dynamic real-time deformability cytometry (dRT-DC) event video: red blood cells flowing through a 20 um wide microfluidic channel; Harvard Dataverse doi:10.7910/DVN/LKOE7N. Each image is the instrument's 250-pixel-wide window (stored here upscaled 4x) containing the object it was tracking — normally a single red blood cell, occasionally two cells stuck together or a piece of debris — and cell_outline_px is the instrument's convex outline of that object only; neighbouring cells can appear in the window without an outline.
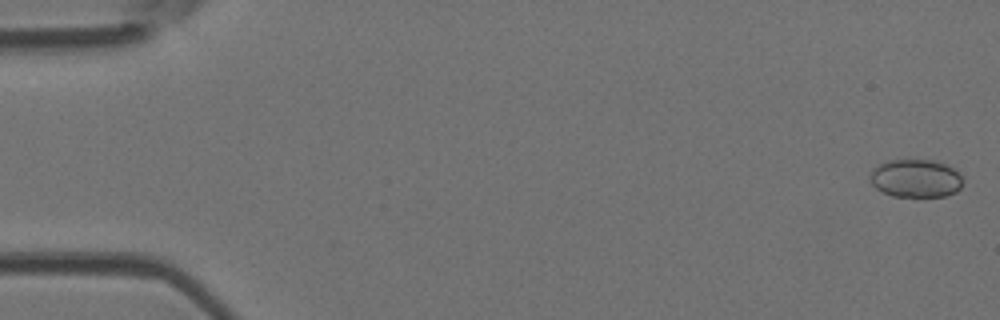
{"species": "Egyptian fruit bat (a non-hibernating species)", "species_latin": "Rousettus aegyptiacus", "temperature_condition": "room temperature", "stored_images_in_passage": 50, "camera_frame_rate_fps": 3000, "um_per_image_px": 0.085, "animal": {"sex": "female"}, "frame": {"image": 1, "passage_image": 1, "time_ms": 0.0, "image_size_px": [1000, 320], "cell_outline_px": [[964, 180], [960, 188], [956, 192], [948, 196], [892, 196], [876, 188], [872, 184], [868, 176], [872, 168], [876, 164], [888, 160], [932, 160], [944, 164], [960, 172]], "centroid_in_image_um": [77.83, 15.15], "position_along_channel_um": 7.2, "area_um2": 20.87}}
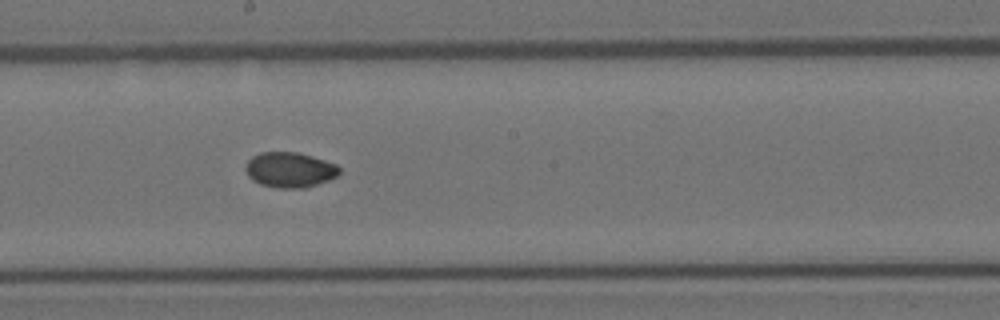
{"frame": {"image": 2, "passage_image": 27, "time_ms": 8.667, "image_size_px": [1000, 320], "cell_outline_px": [[340, 172], [336, 176], [328, 180], [308, 188], [276, 188], [260, 184], [252, 180], [248, 176], [244, 168], [248, 160], [252, 156], [260, 152], [296, 152], [312, 156], [336, 164], [340, 168]], "centroid_in_image_um": [24.61, 14.44], "position_along_channel_um": 223.6, "area_um2": 19.42}}
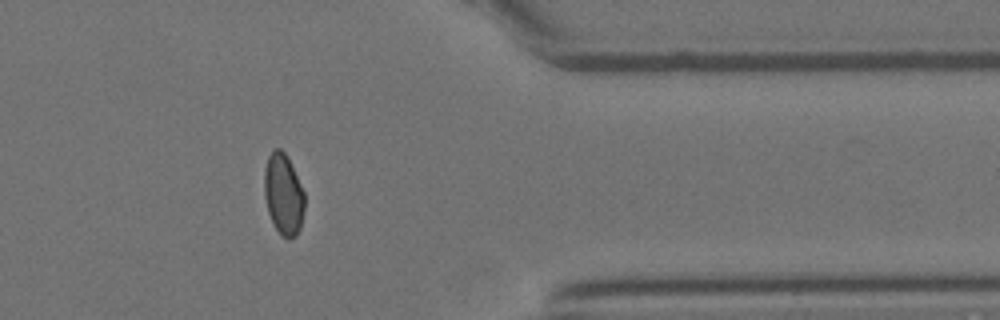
{"frame": {"image": 3, "passage_image": 40, "time_ms": 13.0, "image_size_px": [1000, 320], "cell_outline_px": [[304, 208], [300, 228], [296, 236], [280, 236], [268, 212], [264, 196], [264, 168], [268, 156], [276, 148], [280, 148], [284, 152], [304, 192]], "centroid_in_image_um": [24.07, 16.51], "position_along_channel_um": 387.3, "area_um2": 18.67}}